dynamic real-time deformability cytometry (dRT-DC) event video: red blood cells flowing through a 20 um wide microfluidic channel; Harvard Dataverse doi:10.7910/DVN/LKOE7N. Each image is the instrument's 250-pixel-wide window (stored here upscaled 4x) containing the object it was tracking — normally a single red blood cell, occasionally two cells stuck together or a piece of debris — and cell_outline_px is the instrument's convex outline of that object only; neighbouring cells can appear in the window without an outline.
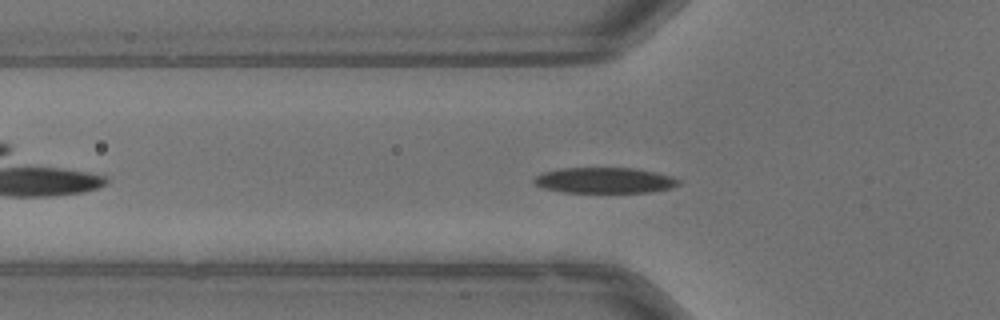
{"species": "common noctule bat (a hibernating species)", "species_latin": "Nyctalus noctula", "temperature_condition": "warm", "stored_images_in_passage": 41, "camera_frame_rate_fps": 3000, "um_per_image_px": 0.085, "animal": {"sex": "male", "body_mass_g": 13.3}, "frame": {"image": 1, "passage_image": 7, "time_ms": 2.0, "image_size_px": [1000, 320], "cell_outline_px": [[680, 184], [672, 188], [648, 192], [560, 192], [544, 188], [536, 184], [532, 180], [536, 176], [544, 172], [560, 168], [632, 168], [672, 176], [680, 180]], "centroid_in_image_um": [51.38, 15.33], "position_along_channel_um": 74.4, "area_um2": 21.5}}
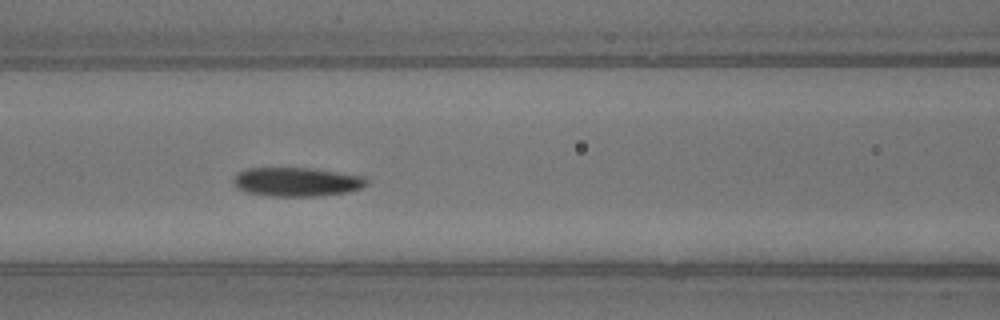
{"frame": {"image": 2, "passage_image": 12, "time_ms": 3.667, "image_size_px": [1000, 320], "cell_outline_px": [[368, 184], [360, 188], [348, 192], [316, 196], [264, 196], [244, 192], [236, 188], [232, 180], [244, 168], [312, 168], [364, 176], [368, 180]], "centroid_in_image_um": [25.2, 15.46], "position_along_channel_um": 141.4, "area_um2": 22.66}, "authors_computed_cell_mechanics": {"area_um2": 22.3108, "velocity_mm_per_s": 3.9636, "shape_relaxation_time_tau1_ms": 4.2565, "shape_relaxation_time_tau2_ms": 5.6045, "deformation_change_tau1": 0.1585, "deformation_change_tau2": 0.1169}}